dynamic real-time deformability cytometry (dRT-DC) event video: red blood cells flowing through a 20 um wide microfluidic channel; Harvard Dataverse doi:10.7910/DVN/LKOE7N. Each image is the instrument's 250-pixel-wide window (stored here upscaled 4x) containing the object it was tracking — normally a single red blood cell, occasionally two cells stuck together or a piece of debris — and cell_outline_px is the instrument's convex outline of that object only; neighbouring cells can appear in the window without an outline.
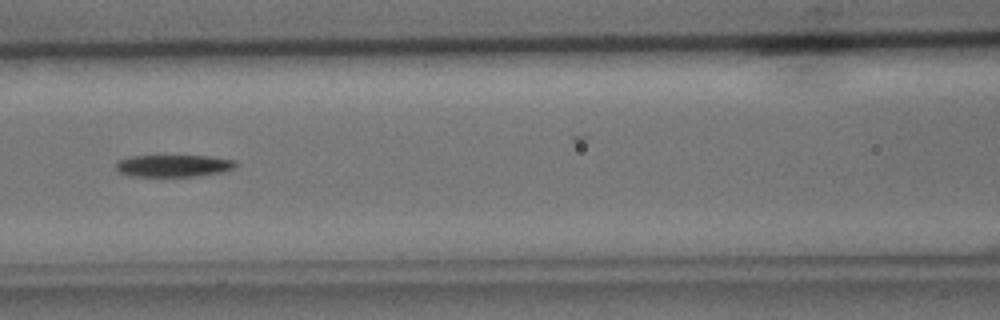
{"species": "common noctule bat (a hibernating species)", "species_latin": "Nyctalus noctula", "temperature_condition": "cold", "stored_images_in_passage": 31, "camera_frame_rate_fps": 3000, "um_per_image_px": 0.085, "animal": {"sex": "male", "body_mass_g": 15.6}, "frame": {"image": 1, "passage_image": 3, "time_ms": 0.667, "image_size_px": [1000, 320], "cell_outline_px": [[240, 164], [236, 168], [228, 172], [200, 176], [132, 176], [120, 172], [116, 168], [116, 160], [128, 156], [212, 156], [236, 160]], "centroid_in_image_um": [14.86, 14.09], "position_along_channel_um": 151.7, "area_um2": 15.84}}
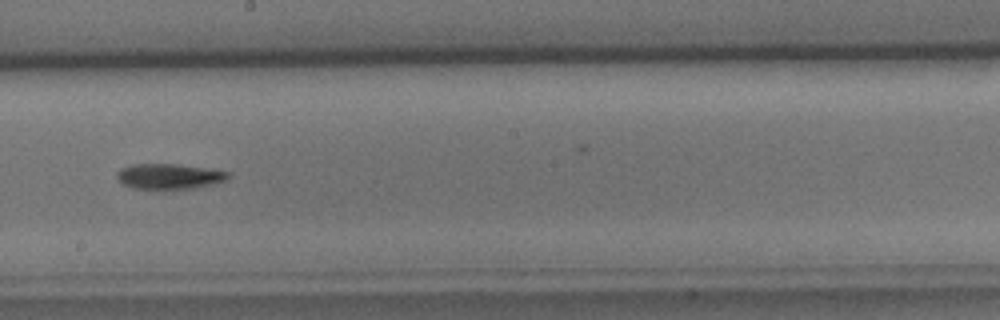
{"frame": {"image": 2, "passage_image": 9, "time_ms": 2.667, "image_size_px": [1000, 320], "cell_outline_px": [[232, 176], [216, 184], [192, 188], [132, 188], [124, 184], [116, 176], [116, 172], [120, 168], [132, 164], [176, 164], [232, 172]], "centroid_in_image_um": [14.41, 14.98], "position_along_channel_um": 233.8, "area_um2": 16.3}}
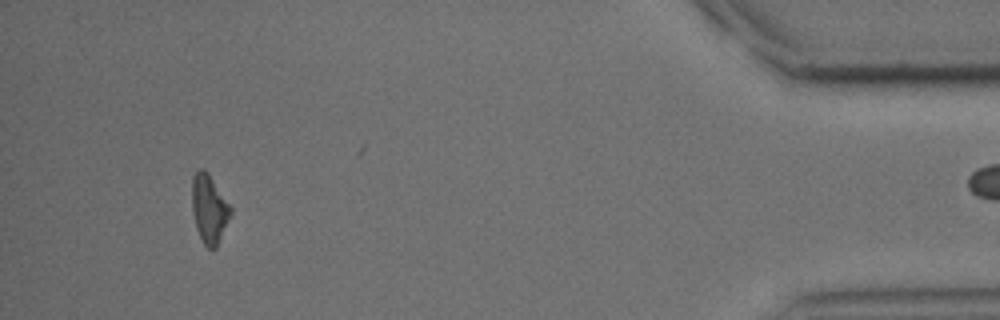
{"frame": {"image": 3, "passage_image": 27, "time_ms": 8.667, "image_size_px": [1000, 320], "cell_outline_px": [[232, 212], [216, 248], [208, 248], [204, 244], [196, 228], [192, 212], [192, 176], [200, 168], [204, 168], [208, 172], [232, 208]], "centroid_in_image_um": [17.77, 17.72], "position_along_channel_um": 417.4, "area_um2": 15.37}}